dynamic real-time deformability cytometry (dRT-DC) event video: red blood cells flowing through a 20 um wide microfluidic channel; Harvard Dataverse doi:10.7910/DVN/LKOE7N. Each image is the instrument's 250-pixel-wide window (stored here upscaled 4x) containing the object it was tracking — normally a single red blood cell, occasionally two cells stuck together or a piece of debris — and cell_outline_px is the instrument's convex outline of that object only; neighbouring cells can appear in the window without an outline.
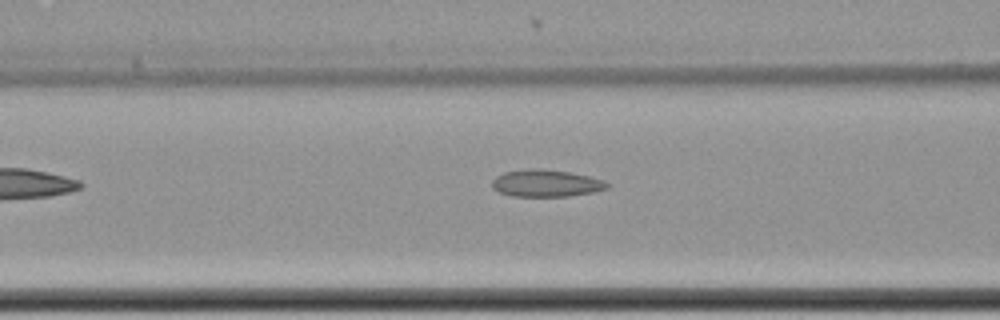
{"species": "common noctule bat (a hibernating species)", "species_latin": "Nyctalus noctula", "temperature_condition": "cold", "stored_images_in_passage": 5, "camera_frame_rate_fps": 3000, "um_per_image_px": 0.085, "animal": {"sex": "female", "body_mass_g": 22.7, "forearm_length_mm": 54.2}, "frame": {"image": 1, "passage_image": 5, "time_ms": 1.333, "image_size_px": [1000, 320], "cell_outline_px": [[612, 184], [608, 188], [592, 192], [568, 196], [512, 196], [500, 192], [492, 188], [492, 180], [496, 176], [504, 172], [532, 168], [540, 168], [568, 172], [588, 176], [604, 180]], "centroid_in_image_um": [46.42, 15.57], "position_along_channel_um": 120.2, "area_um2": 18.15}}